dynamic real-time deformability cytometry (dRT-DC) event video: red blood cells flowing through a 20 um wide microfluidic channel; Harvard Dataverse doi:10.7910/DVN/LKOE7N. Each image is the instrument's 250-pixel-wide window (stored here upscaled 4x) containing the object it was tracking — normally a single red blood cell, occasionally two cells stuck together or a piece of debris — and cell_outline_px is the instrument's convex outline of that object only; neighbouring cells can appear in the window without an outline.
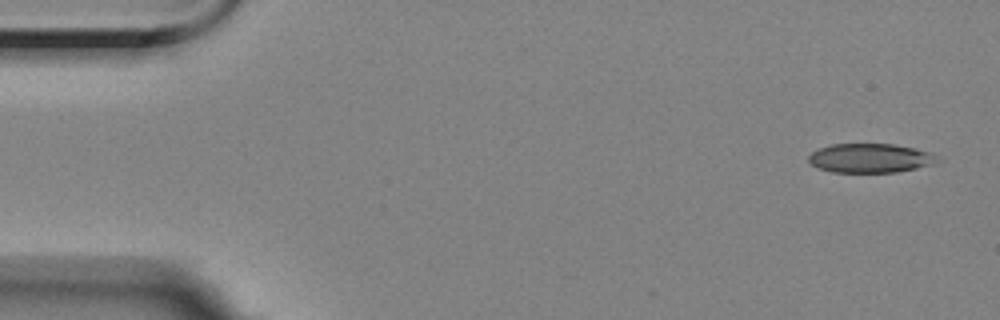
{"species": "Egyptian fruit bat (a non-hibernating species)", "species_latin": "Rousettus aegyptiacus", "temperature_condition": "room temperature", "stored_images_in_passage": 4, "camera_frame_rate_fps": 3000, "um_per_image_px": 0.085, "animal": {"sex": "female"}, "frame": {"image": 1, "passage_image": 1, "time_ms": 0.0, "image_size_px": [1000, 320], "cell_outline_px": [[940, 160], [916, 168], [896, 172], [832, 172], [820, 168], [812, 164], [808, 160], [808, 156], [812, 152], [820, 148], [832, 144], [892, 144], [916, 148], [932, 152], [940, 156]], "centroid_in_image_um": [73.99, 13.43], "position_along_channel_um": 11.0, "area_um2": 21.79}}
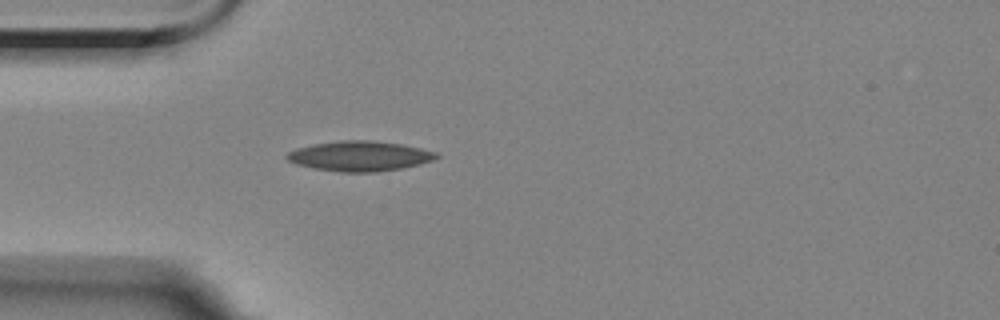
{"frame": {"image": 2, "passage_image": 4, "time_ms": 4.333, "image_size_px": [1000, 320], "cell_outline_px": [[440, 156], [432, 160], [420, 164], [400, 168], [376, 172], [340, 172], [316, 168], [296, 164], [288, 160], [284, 156], [288, 152], [296, 148], [312, 144], [340, 140], [368, 140], [404, 144], [436, 152]], "centroid_in_image_um": [30.56, 13.25], "position_along_channel_um": 54.4, "area_um2": 26.13}}